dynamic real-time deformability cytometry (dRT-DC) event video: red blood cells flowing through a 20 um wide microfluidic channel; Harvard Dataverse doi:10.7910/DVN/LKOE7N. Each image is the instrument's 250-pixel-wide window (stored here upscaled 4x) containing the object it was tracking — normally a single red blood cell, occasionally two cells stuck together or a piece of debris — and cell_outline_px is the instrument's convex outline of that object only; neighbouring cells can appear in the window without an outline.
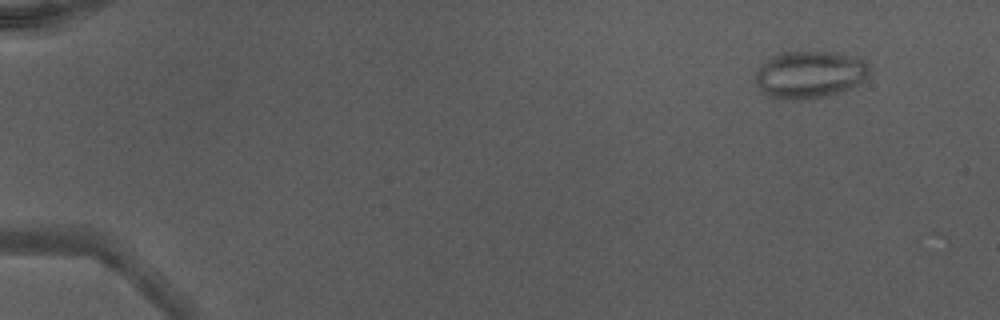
{"species": "Egyptian fruit bat (a non-hibernating species)", "species_latin": "Rousettus aegyptiacus", "temperature_condition": "warm", "stored_images_in_passage": 49, "camera_frame_rate_fps": 3000, "um_per_image_px": 0.085, "animal": {"sex": "male"}, "frame": {"image": 1, "passage_image": 5, "time_ms": 1.333, "image_size_px": [1000, 320], "cell_outline_px": [[868, 76], [864, 80], [848, 88], [828, 96], [804, 100], [780, 100], [768, 96], [756, 84], [756, 72], [768, 60], [776, 56], [788, 52], [832, 52], [864, 60], [868, 68]], "centroid_in_image_um": [68.81, 6.37], "position_along_channel_um": 16.2, "area_um2": 30.81}}
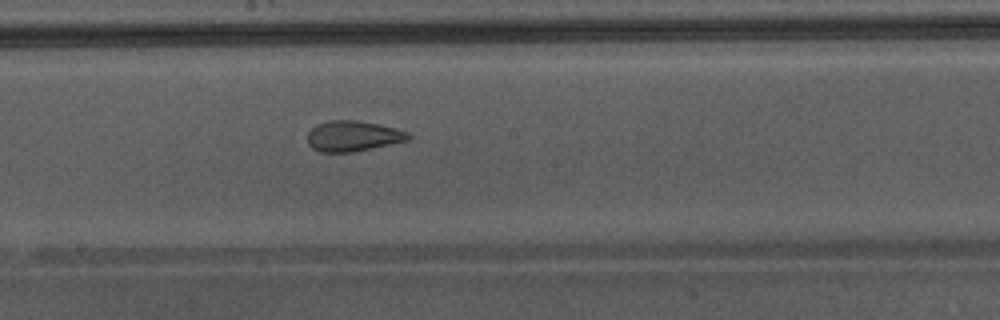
{"frame": {"image": 2, "passage_image": 29, "time_ms": 9.333, "image_size_px": [1000, 320], "cell_outline_px": [[412, 136], [408, 140], [372, 148], [352, 152], [320, 152], [312, 148], [308, 144], [308, 132], [316, 124], [328, 120], [356, 120], [380, 124], [396, 128], [408, 132]], "centroid_in_image_um": [30.0, 11.56], "position_along_channel_um": 218.2, "area_um2": 18.03}}
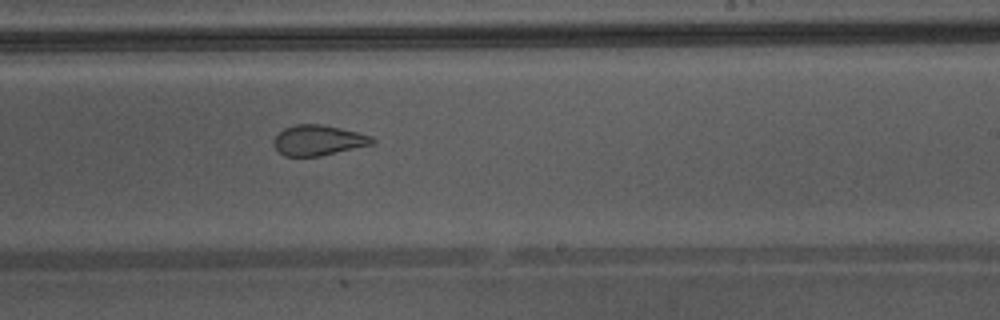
{"frame": {"image": 3, "passage_image": 32, "time_ms": 10.333, "image_size_px": [1000, 320], "cell_outline_px": [[376, 140], [372, 144], [320, 156], [284, 156], [276, 148], [272, 140], [284, 128], [296, 124], [320, 124], [340, 128], [372, 136]], "centroid_in_image_um": [27.04, 11.92], "position_along_channel_um": 262.0, "area_um2": 17.22}, "authors_computed_cell_mechanics": {"area_um2": 22.6576, "velocity_mm_per_s": 4.3865, "shape_relaxation_time_tau1_ms": null, "shape_relaxation_time_tau2_ms": 1.0566, "deformation_change_tau1": null, "deformation_change_tau2": 0.0856}}